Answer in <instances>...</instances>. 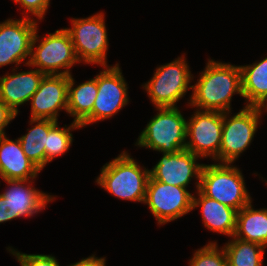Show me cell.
Here are the masks:
<instances>
[{
	"label": "cell",
	"mask_w": 267,
	"mask_h": 266,
	"mask_svg": "<svg viewBox=\"0 0 267 266\" xmlns=\"http://www.w3.org/2000/svg\"><path fill=\"white\" fill-rule=\"evenodd\" d=\"M14 113L4 102L0 100V131L6 134L5 128L16 118Z\"/></svg>",
	"instance_id": "83f0119b"
},
{
	"label": "cell",
	"mask_w": 267,
	"mask_h": 266,
	"mask_svg": "<svg viewBox=\"0 0 267 266\" xmlns=\"http://www.w3.org/2000/svg\"><path fill=\"white\" fill-rule=\"evenodd\" d=\"M193 194L187 188L148 180L144 204L159 225L167 224L192 211Z\"/></svg>",
	"instance_id": "8fae6325"
},
{
	"label": "cell",
	"mask_w": 267,
	"mask_h": 266,
	"mask_svg": "<svg viewBox=\"0 0 267 266\" xmlns=\"http://www.w3.org/2000/svg\"><path fill=\"white\" fill-rule=\"evenodd\" d=\"M34 180L36 179L2 180L8 185L0 194L4 197V203L8 205L10 221L19 217L31 218L45 210L47 204L55 200L54 195L35 188Z\"/></svg>",
	"instance_id": "5bb4252c"
},
{
	"label": "cell",
	"mask_w": 267,
	"mask_h": 266,
	"mask_svg": "<svg viewBox=\"0 0 267 266\" xmlns=\"http://www.w3.org/2000/svg\"><path fill=\"white\" fill-rule=\"evenodd\" d=\"M234 237L267 247V208L254 209L252 201L237 212Z\"/></svg>",
	"instance_id": "ffe728a7"
},
{
	"label": "cell",
	"mask_w": 267,
	"mask_h": 266,
	"mask_svg": "<svg viewBox=\"0 0 267 266\" xmlns=\"http://www.w3.org/2000/svg\"><path fill=\"white\" fill-rule=\"evenodd\" d=\"M43 38V39H42ZM38 44V45H37ZM37 45V46H36ZM28 67L37 68L45 75H71V68L80 64L74 51L70 33L57 29L41 38L34 34Z\"/></svg>",
	"instance_id": "277c9868"
},
{
	"label": "cell",
	"mask_w": 267,
	"mask_h": 266,
	"mask_svg": "<svg viewBox=\"0 0 267 266\" xmlns=\"http://www.w3.org/2000/svg\"><path fill=\"white\" fill-rule=\"evenodd\" d=\"M189 266H228V259L223 246L219 248L217 241H210L195 250L189 260Z\"/></svg>",
	"instance_id": "d4e9b609"
},
{
	"label": "cell",
	"mask_w": 267,
	"mask_h": 266,
	"mask_svg": "<svg viewBox=\"0 0 267 266\" xmlns=\"http://www.w3.org/2000/svg\"><path fill=\"white\" fill-rule=\"evenodd\" d=\"M38 20L33 17L21 19L8 18L0 22V67L14 63L19 67L21 62L28 65L34 34ZM26 59V60H25ZM25 61V62H24Z\"/></svg>",
	"instance_id": "7c38bea8"
},
{
	"label": "cell",
	"mask_w": 267,
	"mask_h": 266,
	"mask_svg": "<svg viewBox=\"0 0 267 266\" xmlns=\"http://www.w3.org/2000/svg\"><path fill=\"white\" fill-rule=\"evenodd\" d=\"M223 112L198 110L187 119L186 150L219 163Z\"/></svg>",
	"instance_id": "30bf717a"
},
{
	"label": "cell",
	"mask_w": 267,
	"mask_h": 266,
	"mask_svg": "<svg viewBox=\"0 0 267 266\" xmlns=\"http://www.w3.org/2000/svg\"><path fill=\"white\" fill-rule=\"evenodd\" d=\"M4 134L0 131V139H1V137L3 136Z\"/></svg>",
	"instance_id": "1f68e13d"
},
{
	"label": "cell",
	"mask_w": 267,
	"mask_h": 266,
	"mask_svg": "<svg viewBox=\"0 0 267 266\" xmlns=\"http://www.w3.org/2000/svg\"><path fill=\"white\" fill-rule=\"evenodd\" d=\"M119 63L102 66L97 74L98 92L92 113L80 124L81 127L112 118L129 103L128 83Z\"/></svg>",
	"instance_id": "9c48e42d"
},
{
	"label": "cell",
	"mask_w": 267,
	"mask_h": 266,
	"mask_svg": "<svg viewBox=\"0 0 267 266\" xmlns=\"http://www.w3.org/2000/svg\"><path fill=\"white\" fill-rule=\"evenodd\" d=\"M7 221H10L8 205L4 203V197L0 194V224Z\"/></svg>",
	"instance_id": "f546056e"
},
{
	"label": "cell",
	"mask_w": 267,
	"mask_h": 266,
	"mask_svg": "<svg viewBox=\"0 0 267 266\" xmlns=\"http://www.w3.org/2000/svg\"><path fill=\"white\" fill-rule=\"evenodd\" d=\"M264 112L267 111V101L260 107Z\"/></svg>",
	"instance_id": "4dcf8cb0"
},
{
	"label": "cell",
	"mask_w": 267,
	"mask_h": 266,
	"mask_svg": "<svg viewBox=\"0 0 267 266\" xmlns=\"http://www.w3.org/2000/svg\"><path fill=\"white\" fill-rule=\"evenodd\" d=\"M243 176L242 170L233 166V163L204 164L199 191L204 196L239 211L253 201Z\"/></svg>",
	"instance_id": "3957f363"
},
{
	"label": "cell",
	"mask_w": 267,
	"mask_h": 266,
	"mask_svg": "<svg viewBox=\"0 0 267 266\" xmlns=\"http://www.w3.org/2000/svg\"><path fill=\"white\" fill-rule=\"evenodd\" d=\"M196 195L193 194L192 210L201 208L204 227L211 232L227 235L230 238L234 236L238 211L204 196L199 190H196Z\"/></svg>",
	"instance_id": "ac0fdd59"
},
{
	"label": "cell",
	"mask_w": 267,
	"mask_h": 266,
	"mask_svg": "<svg viewBox=\"0 0 267 266\" xmlns=\"http://www.w3.org/2000/svg\"><path fill=\"white\" fill-rule=\"evenodd\" d=\"M71 28H65L71 36L74 51L80 63L107 64L109 46L105 15L98 12L86 18H71Z\"/></svg>",
	"instance_id": "52a82bcc"
},
{
	"label": "cell",
	"mask_w": 267,
	"mask_h": 266,
	"mask_svg": "<svg viewBox=\"0 0 267 266\" xmlns=\"http://www.w3.org/2000/svg\"><path fill=\"white\" fill-rule=\"evenodd\" d=\"M15 4L21 5V9L23 8L24 17L30 18L31 16L36 17L35 19L38 21L43 20L46 12L50 5V0H13ZM26 14V15H25Z\"/></svg>",
	"instance_id": "4316f807"
},
{
	"label": "cell",
	"mask_w": 267,
	"mask_h": 266,
	"mask_svg": "<svg viewBox=\"0 0 267 266\" xmlns=\"http://www.w3.org/2000/svg\"><path fill=\"white\" fill-rule=\"evenodd\" d=\"M138 163L123 150L103 165L95 182L118 199L144 204L150 174L148 168Z\"/></svg>",
	"instance_id": "7a4b0ae2"
},
{
	"label": "cell",
	"mask_w": 267,
	"mask_h": 266,
	"mask_svg": "<svg viewBox=\"0 0 267 266\" xmlns=\"http://www.w3.org/2000/svg\"><path fill=\"white\" fill-rule=\"evenodd\" d=\"M240 69L245 106L261 107L267 101V57Z\"/></svg>",
	"instance_id": "d6986e66"
},
{
	"label": "cell",
	"mask_w": 267,
	"mask_h": 266,
	"mask_svg": "<svg viewBox=\"0 0 267 266\" xmlns=\"http://www.w3.org/2000/svg\"><path fill=\"white\" fill-rule=\"evenodd\" d=\"M142 130L135 146L160 153H177L186 148L187 120L179 107H161Z\"/></svg>",
	"instance_id": "5b68a950"
},
{
	"label": "cell",
	"mask_w": 267,
	"mask_h": 266,
	"mask_svg": "<svg viewBox=\"0 0 267 266\" xmlns=\"http://www.w3.org/2000/svg\"><path fill=\"white\" fill-rule=\"evenodd\" d=\"M41 170L25 155L19 138L0 139V178L2 180H29L37 178Z\"/></svg>",
	"instance_id": "e0dca14e"
},
{
	"label": "cell",
	"mask_w": 267,
	"mask_h": 266,
	"mask_svg": "<svg viewBox=\"0 0 267 266\" xmlns=\"http://www.w3.org/2000/svg\"><path fill=\"white\" fill-rule=\"evenodd\" d=\"M75 79L69 76L67 94V114L73 122L81 124L91 113L97 97V75L75 86Z\"/></svg>",
	"instance_id": "44dd1931"
},
{
	"label": "cell",
	"mask_w": 267,
	"mask_h": 266,
	"mask_svg": "<svg viewBox=\"0 0 267 266\" xmlns=\"http://www.w3.org/2000/svg\"><path fill=\"white\" fill-rule=\"evenodd\" d=\"M6 249L16 258L21 266H60L58 260L52 254H26L11 246H8Z\"/></svg>",
	"instance_id": "484cf974"
},
{
	"label": "cell",
	"mask_w": 267,
	"mask_h": 266,
	"mask_svg": "<svg viewBox=\"0 0 267 266\" xmlns=\"http://www.w3.org/2000/svg\"><path fill=\"white\" fill-rule=\"evenodd\" d=\"M68 83V75H45L29 101V118L58 121L60 111L67 113Z\"/></svg>",
	"instance_id": "9a60e30c"
},
{
	"label": "cell",
	"mask_w": 267,
	"mask_h": 266,
	"mask_svg": "<svg viewBox=\"0 0 267 266\" xmlns=\"http://www.w3.org/2000/svg\"><path fill=\"white\" fill-rule=\"evenodd\" d=\"M57 122L50 119L30 118L31 128L27 129L28 132L25 135L19 137L23 152L41 171L45 167L47 135Z\"/></svg>",
	"instance_id": "7402d4cb"
},
{
	"label": "cell",
	"mask_w": 267,
	"mask_h": 266,
	"mask_svg": "<svg viewBox=\"0 0 267 266\" xmlns=\"http://www.w3.org/2000/svg\"><path fill=\"white\" fill-rule=\"evenodd\" d=\"M82 128L80 124L72 122L69 126L59 127L57 122L47 135V146H45V166L59 156L69 151L73 142L72 131Z\"/></svg>",
	"instance_id": "cb8c5ba5"
},
{
	"label": "cell",
	"mask_w": 267,
	"mask_h": 266,
	"mask_svg": "<svg viewBox=\"0 0 267 266\" xmlns=\"http://www.w3.org/2000/svg\"><path fill=\"white\" fill-rule=\"evenodd\" d=\"M200 157L186 149L177 153H162V157L149 170L150 177L162 183L187 188L191 179H196L195 187L199 190L203 163L197 162Z\"/></svg>",
	"instance_id": "4fadbf2b"
},
{
	"label": "cell",
	"mask_w": 267,
	"mask_h": 266,
	"mask_svg": "<svg viewBox=\"0 0 267 266\" xmlns=\"http://www.w3.org/2000/svg\"><path fill=\"white\" fill-rule=\"evenodd\" d=\"M185 55L170 63L156 67L153 76L142 88L146 91L155 108L178 107L177 102L192 90L194 81Z\"/></svg>",
	"instance_id": "8992f818"
},
{
	"label": "cell",
	"mask_w": 267,
	"mask_h": 266,
	"mask_svg": "<svg viewBox=\"0 0 267 266\" xmlns=\"http://www.w3.org/2000/svg\"><path fill=\"white\" fill-rule=\"evenodd\" d=\"M224 244L228 266H263L265 247L234 236Z\"/></svg>",
	"instance_id": "603a6c76"
},
{
	"label": "cell",
	"mask_w": 267,
	"mask_h": 266,
	"mask_svg": "<svg viewBox=\"0 0 267 266\" xmlns=\"http://www.w3.org/2000/svg\"><path fill=\"white\" fill-rule=\"evenodd\" d=\"M18 68L13 67V73L7 72L0 77V100L17 115L20 105L30 101L45 76L37 68L17 72Z\"/></svg>",
	"instance_id": "2e32d148"
},
{
	"label": "cell",
	"mask_w": 267,
	"mask_h": 266,
	"mask_svg": "<svg viewBox=\"0 0 267 266\" xmlns=\"http://www.w3.org/2000/svg\"><path fill=\"white\" fill-rule=\"evenodd\" d=\"M207 60L204 70L199 72V78L192 85L187 106L198 110L232 112V96L239 94L243 97L240 65Z\"/></svg>",
	"instance_id": "6da1fadb"
},
{
	"label": "cell",
	"mask_w": 267,
	"mask_h": 266,
	"mask_svg": "<svg viewBox=\"0 0 267 266\" xmlns=\"http://www.w3.org/2000/svg\"><path fill=\"white\" fill-rule=\"evenodd\" d=\"M264 111L260 107L244 106L238 113H223L219 163H234L251 145Z\"/></svg>",
	"instance_id": "ba28073f"
},
{
	"label": "cell",
	"mask_w": 267,
	"mask_h": 266,
	"mask_svg": "<svg viewBox=\"0 0 267 266\" xmlns=\"http://www.w3.org/2000/svg\"><path fill=\"white\" fill-rule=\"evenodd\" d=\"M92 254L87 258H82L80 261L70 264V266H106V257H96Z\"/></svg>",
	"instance_id": "f1b7e54d"
}]
</instances>
